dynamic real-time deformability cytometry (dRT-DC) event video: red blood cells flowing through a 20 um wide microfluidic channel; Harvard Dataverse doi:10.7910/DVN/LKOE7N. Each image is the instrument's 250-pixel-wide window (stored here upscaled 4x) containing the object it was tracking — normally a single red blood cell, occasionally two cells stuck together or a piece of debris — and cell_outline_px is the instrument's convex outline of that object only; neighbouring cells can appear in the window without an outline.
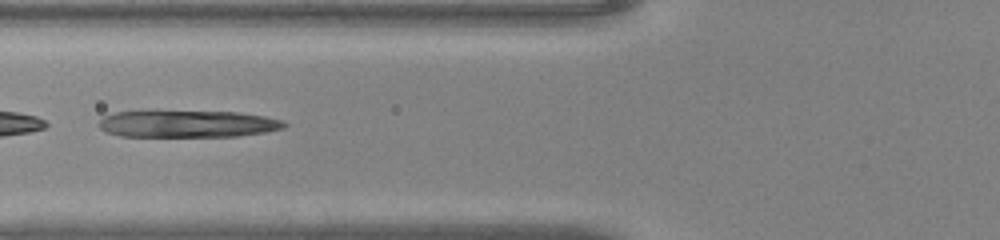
{"species": "common noctule bat (a hibernating species)", "species_latin": "Nyctalus noctula", "temperature_condition": "warm", "stored_images_in_passage": 46, "camera_frame_rate_fps": 3000, "um_per_image_px": 0.085, "animal": {"sex": "male", "body_mass_g": 20.0, "forearm_length_mm": 53.3}, "frame": {"image": 1, "passage_image": 19, "time_ms": 6.0, "image_size_px": [1000, 240], "cell_outline_px": [[288, 124], [284, 128], [264, 132], [236, 136], [120, 136], [104, 132], [96, 124], [104, 116], [116, 112], [236, 112], [264, 116], [284, 120]], "centroid_in_image_um": [15.94, 10.54], "position_along_channel_um": 109.9, "area_um2": 28.84}}
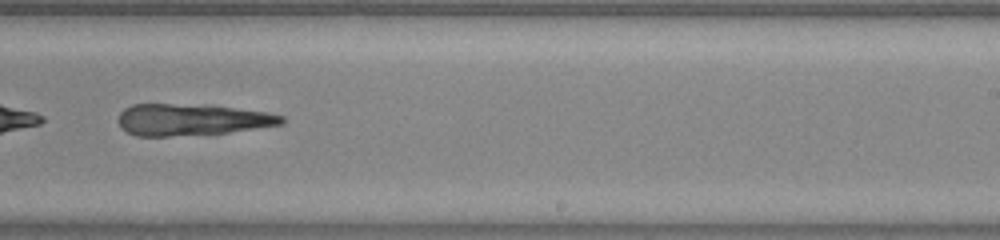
{"frame": {"image": 2, "passage_image": 30, "time_ms": 9.667, "image_size_px": [1000, 240], "cell_outline_px": [[284, 124], [228, 132], [168, 136], [136, 136], [120, 128], [120, 112], [124, 108], [132, 104], [212, 104], [264, 112], [284, 116]], "centroid_in_image_um": [16.3, 10.15], "position_along_channel_um": 272.7, "area_um2": 30.11}}
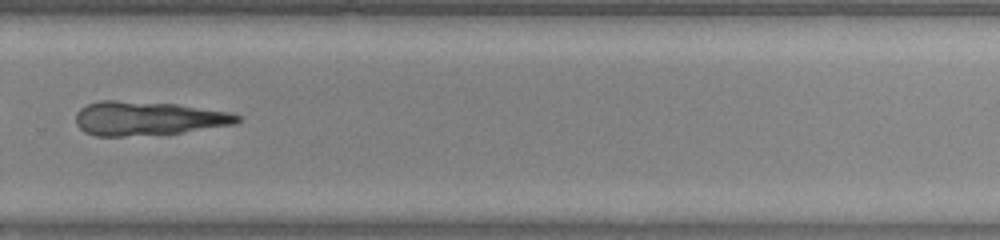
{"frame": {"image": 3, "passage_image": 33, "time_ms": 10.667, "image_size_px": [1000, 240], "cell_outline_px": [[240, 120], [236, 124], [180, 132], [124, 136], [96, 136], [84, 132], [76, 124], [76, 112], [80, 108], [88, 104], [100, 100], [116, 100], [176, 104], [232, 112], [240, 116]], "centroid_in_image_um": [12.55, 10.05], "position_along_channel_um": 317.2, "area_um2": 31.85}}